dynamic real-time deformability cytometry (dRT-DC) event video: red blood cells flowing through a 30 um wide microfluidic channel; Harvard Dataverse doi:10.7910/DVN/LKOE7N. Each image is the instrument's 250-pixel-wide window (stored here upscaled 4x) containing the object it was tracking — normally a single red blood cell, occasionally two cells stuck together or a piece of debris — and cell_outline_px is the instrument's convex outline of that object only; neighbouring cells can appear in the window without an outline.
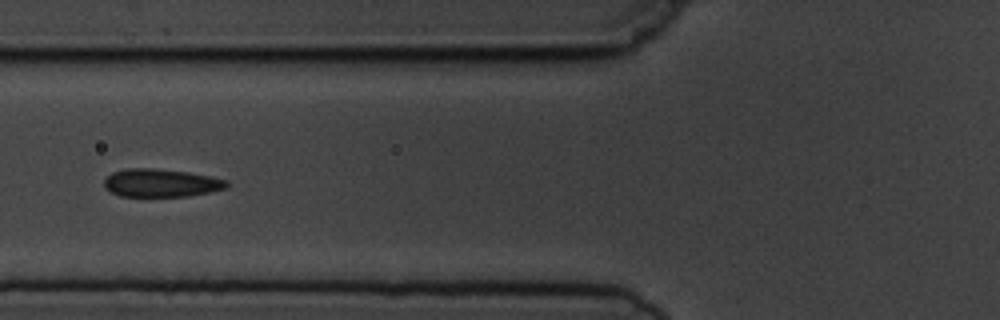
{"species": "common noctule bat (a hibernating species)", "species_latin": "Nyctalus noctula", "temperature_condition": "cold", "stored_images_in_passage": 6, "camera_frame_rate_fps": 3000, "um_per_image_px": 0.085, "animal": {"sex": "male", "body_mass_g": 19.5, "forearm_length_mm": 54.6}, "frame": {"image": 1, "passage_image": 6, "time_ms": 5.667, "image_size_px": [1000, 320], "cell_outline_px": [[228, 184], [224, 188], [208, 192], [188, 196], [120, 196], [104, 188], [104, 180], [112, 172], [128, 168], [152, 168], [188, 172], [228, 180]], "centroid_in_image_um": [13.65, 15.54], "position_along_channel_um": 112.2, "area_um2": 19.83}}